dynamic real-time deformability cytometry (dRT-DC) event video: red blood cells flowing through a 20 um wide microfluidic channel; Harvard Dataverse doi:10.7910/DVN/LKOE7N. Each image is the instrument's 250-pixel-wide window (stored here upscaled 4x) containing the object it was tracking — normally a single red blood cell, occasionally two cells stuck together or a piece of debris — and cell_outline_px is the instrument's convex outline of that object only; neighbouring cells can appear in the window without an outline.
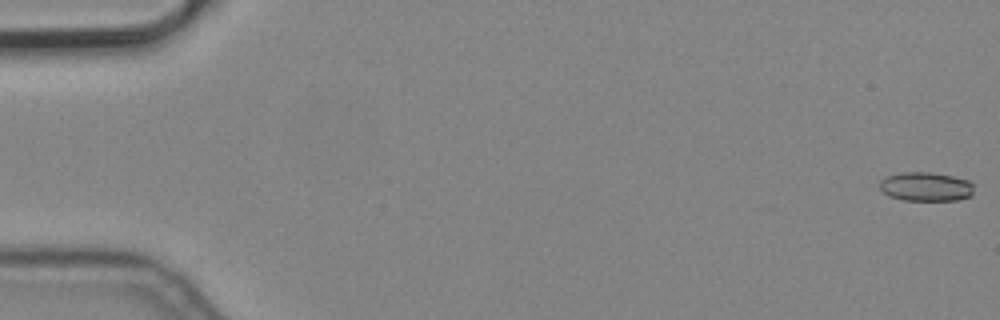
{"species": "common noctule bat (a hibernating species)", "species_latin": "Nyctalus noctula", "temperature_condition": "cold", "stored_images_in_passage": 9, "camera_frame_rate_fps": 3000, "um_per_image_px": 0.085, "animal": {"sex": "male", "body_mass_g": 19.2, "forearm_length_mm": 51.8}, "frame": {"image": 1, "passage_image": 1, "time_ms": 0.0, "image_size_px": [1000, 320], "cell_outline_px": [[972, 196], [956, 200], [904, 200], [888, 196], [880, 188], [880, 180], [888, 176], [904, 172], [932, 172], [952, 176], [968, 180], [972, 184]], "centroid_in_image_um": [78.7, 15.86], "position_along_channel_um": 6.3, "area_um2": 15.84}}
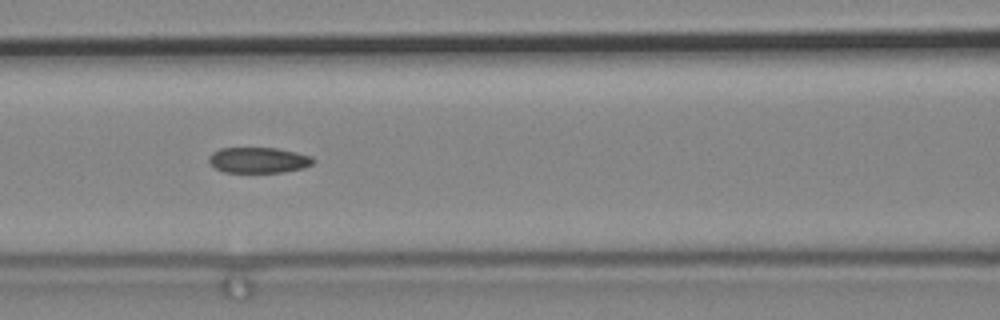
{"frame": {"image": 2, "passage_image": 8, "time_ms": 2.333, "image_size_px": [1000, 320], "cell_outline_px": [[316, 160], [312, 164], [304, 168], [284, 172], [224, 172], [208, 164], [208, 156], [212, 152], [220, 148], [276, 148], [296, 152], [312, 156]], "centroid_in_image_um": [21.96, 13.61], "position_along_channel_um": 144.6, "area_um2": 15.78}}
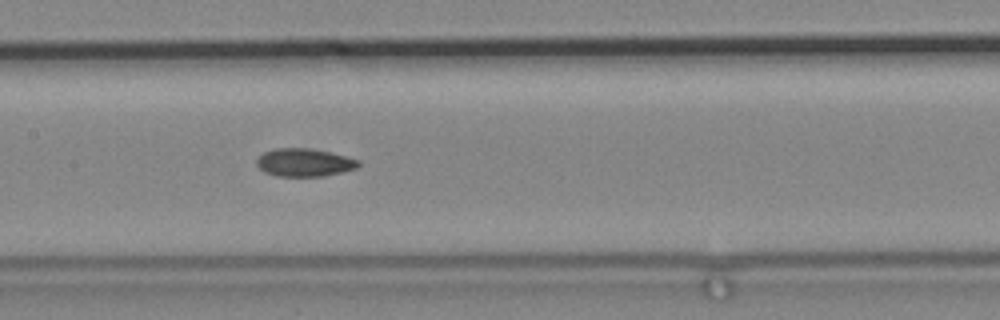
{"frame": {"image": 3, "passage_image": 9, "time_ms": 2.667, "image_size_px": [1000, 320], "cell_outline_px": [[360, 164], [356, 168], [324, 176], [276, 176], [264, 172], [256, 164], [256, 160], [264, 152], [272, 148], [308, 148], [348, 156], [360, 160]], "centroid_in_image_um": [25.86, 13.81], "position_along_channel_um": 181.5, "area_um2": 16.59}}